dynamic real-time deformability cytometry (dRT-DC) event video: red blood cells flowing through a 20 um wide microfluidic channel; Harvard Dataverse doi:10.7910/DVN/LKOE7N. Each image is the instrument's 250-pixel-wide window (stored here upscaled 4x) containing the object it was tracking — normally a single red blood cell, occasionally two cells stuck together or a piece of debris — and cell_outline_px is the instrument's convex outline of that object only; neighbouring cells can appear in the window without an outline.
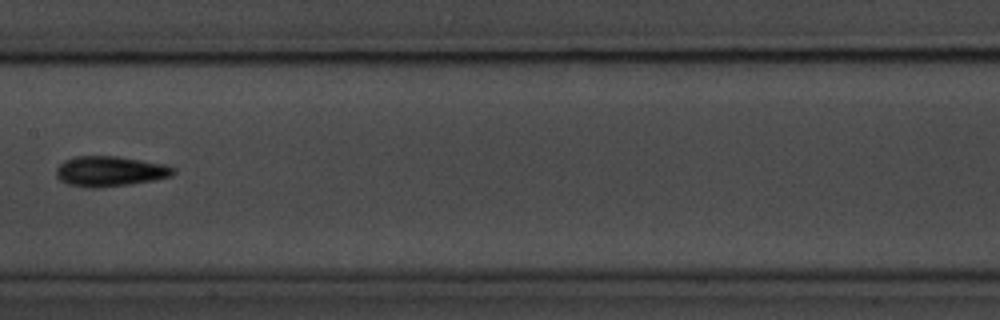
{"species": "common noctule bat (a hibernating species)", "species_latin": "Nyctalus noctula", "temperature_condition": "room temperature", "stored_images_in_passage": 8, "camera_frame_rate_fps": 3000, "um_per_image_px": 0.085, "animal": {"sex": "male", "body_mass_g": 20.1, "forearm_length_mm": 53.5}, "frame": {"image": 1, "passage_image": 8, "time_ms": 9.0, "image_size_px": [1000, 320], "cell_outline_px": [[176, 172], [172, 176], [152, 180], [128, 184], [100, 188], [88, 188], [68, 184], [60, 180], [56, 176], [56, 168], [64, 160], [76, 156], [116, 156], [164, 164], [176, 168]], "centroid_in_image_um": [9.33, 14.56], "position_along_channel_um": 198.1, "area_um2": 20.63}}